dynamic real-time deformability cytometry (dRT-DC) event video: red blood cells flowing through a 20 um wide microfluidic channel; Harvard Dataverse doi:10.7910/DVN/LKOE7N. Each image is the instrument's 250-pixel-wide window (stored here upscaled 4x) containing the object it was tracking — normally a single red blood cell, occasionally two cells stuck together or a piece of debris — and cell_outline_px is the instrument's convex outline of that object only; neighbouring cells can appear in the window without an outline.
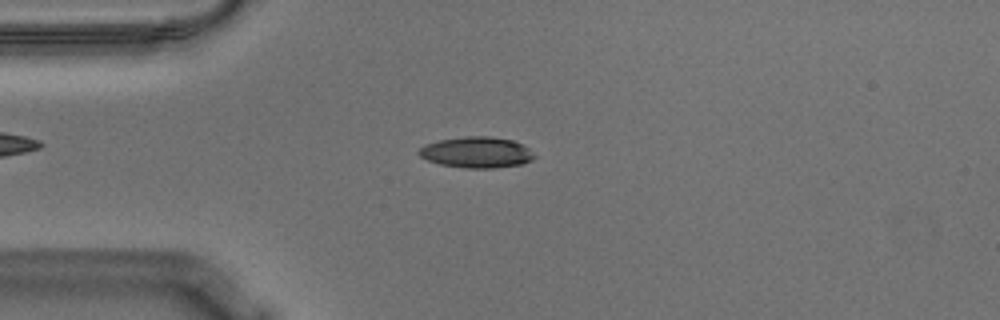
{"species": "Egyptian fruit bat (a non-hibernating species)", "species_latin": "Rousettus aegyptiacus", "temperature_condition": "warm", "stored_images_in_passage": 55, "camera_frame_rate_fps": 3000, "um_per_image_px": 0.085, "animal": {"sex": "male"}, "frame": {"image": 1, "passage_image": 13, "time_ms": 4.0, "image_size_px": [1000, 320], "cell_outline_px": [[536, 156], [532, 160], [520, 164], [492, 168], [464, 168], [440, 164], [428, 160], [420, 156], [416, 152], [424, 144], [440, 140], [464, 136], [492, 136], [512, 140], [528, 148]], "centroid_in_image_um": [40.48, 12.94], "position_along_channel_um": 44.5, "area_um2": 20.81}}
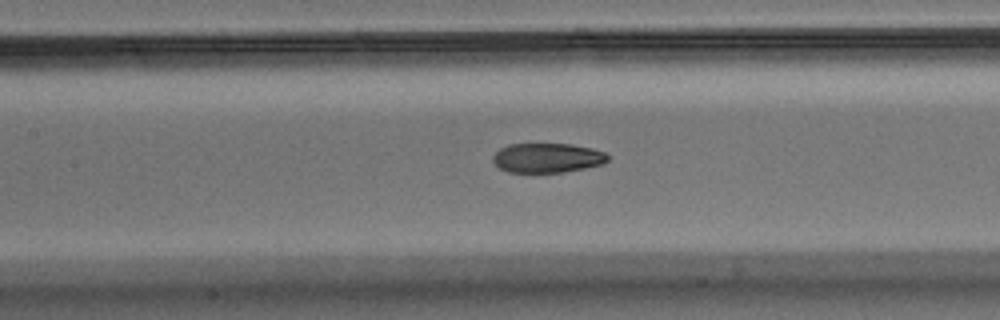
{"frame": {"image": 2, "passage_image": 24, "time_ms": 7.667, "image_size_px": [1000, 320], "cell_outline_px": [[608, 160], [604, 164], [564, 172], [508, 172], [500, 168], [492, 160], [492, 156], [500, 148], [508, 144], [572, 144], [592, 148], [604, 152], [608, 156]], "centroid_in_image_um": [46.52, 13.41], "position_along_channel_um": 160.9, "area_um2": 19.77}}
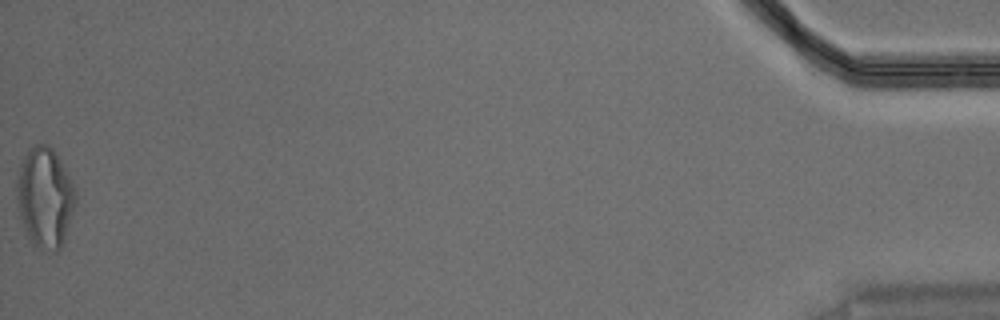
{"frame": {"image": 3, "passage_image": 55, "time_ms": 18.0, "image_size_px": [1000, 320], "cell_outline_px": [[76, 204], [64, 240], [60, 248], [56, 252], [52, 252], [40, 248], [28, 240], [20, 216], [16, 196], [16, 188], [20, 164], [28, 148], [32, 144], [48, 144], [56, 152], [72, 180], [76, 192]], "centroid_in_image_um": [3.82, 16.77], "position_along_channel_um": 431.4, "area_um2": 34.68}, "authors_computed_cell_mechanics": {"area_um2": 21.1548, "velocity_mm_per_s": 3.5989, "shape_relaxation_time_tau1_ms": 6.9559, "shape_relaxation_time_tau2_ms": 1.6029, "deformation_change_tau1": 0.2156, "deformation_change_tau2": 0.0711}}